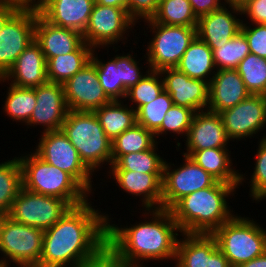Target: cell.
<instances>
[{"label": "cell", "instance_id": "6da1fadb", "mask_svg": "<svg viewBox=\"0 0 266 267\" xmlns=\"http://www.w3.org/2000/svg\"><path fill=\"white\" fill-rule=\"evenodd\" d=\"M90 199L44 230L39 267H83L106 249L108 211Z\"/></svg>", "mask_w": 266, "mask_h": 267}, {"label": "cell", "instance_id": "7a4b0ae2", "mask_svg": "<svg viewBox=\"0 0 266 267\" xmlns=\"http://www.w3.org/2000/svg\"><path fill=\"white\" fill-rule=\"evenodd\" d=\"M141 213L142 220L138 218L139 222L136 220L131 224L129 221L126 225L119 220L117 224L109 213L106 248L119 260L138 267H147L150 261L154 265L168 263L169 260L170 264H174L182 232L171 211L143 209Z\"/></svg>", "mask_w": 266, "mask_h": 267}, {"label": "cell", "instance_id": "3957f363", "mask_svg": "<svg viewBox=\"0 0 266 267\" xmlns=\"http://www.w3.org/2000/svg\"><path fill=\"white\" fill-rule=\"evenodd\" d=\"M239 184L217 181L180 199L171 209L173 219L185 234H212L236 214L229 200L238 195ZM229 199V200H228Z\"/></svg>", "mask_w": 266, "mask_h": 267}, {"label": "cell", "instance_id": "277c9868", "mask_svg": "<svg viewBox=\"0 0 266 267\" xmlns=\"http://www.w3.org/2000/svg\"><path fill=\"white\" fill-rule=\"evenodd\" d=\"M27 152V153H26ZM18 156L22 187L30 192L65 200L71 207L81 205L91 195L68 173L38 157L33 151Z\"/></svg>", "mask_w": 266, "mask_h": 267}, {"label": "cell", "instance_id": "5b68a950", "mask_svg": "<svg viewBox=\"0 0 266 267\" xmlns=\"http://www.w3.org/2000/svg\"><path fill=\"white\" fill-rule=\"evenodd\" d=\"M61 130L95 176L104 168H110L112 141L106 136L94 112L69 110Z\"/></svg>", "mask_w": 266, "mask_h": 267}, {"label": "cell", "instance_id": "8992f818", "mask_svg": "<svg viewBox=\"0 0 266 267\" xmlns=\"http://www.w3.org/2000/svg\"><path fill=\"white\" fill-rule=\"evenodd\" d=\"M255 220L237 213L211 234L232 267H238L266 252V228Z\"/></svg>", "mask_w": 266, "mask_h": 267}, {"label": "cell", "instance_id": "52a82bcc", "mask_svg": "<svg viewBox=\"0 0 266 267\" xmlns=\"http://www.w3.org/2000/svg\"><path fill=\"white\" fill-rule=\"evenodd\" d=\"M142 23L146 31L144 29L141 35L146 36L145 39H147L150 37L148 35L152 34V38H148L146 47L144 45L142 47L146 48L144 55L153 71L175 68L197 36V27L164 25L153 22L151 19L144 20Z\"/></svg>", "mask_w": 266, "mask_h": 267}, {"label": "cell", "instance_id": "ba28073f", "mask_svg": "<svg viewBox=\"0 0 266 267\" xmlns=\"http://www.w3.org/2000/svg\"><path fill=\"white\" fill-rule=\"evenodd\" d=\"M43 236L40 228L0 216V259L13 267H39Z\"/></svg>", "mask_w": 266, "mask_h": 267}, {"label": "cell", "instance_id": "9c48e42d", "mask_svg": "<svg viewBox=\"0 0 266 267\" xmlns=\"http://www.w3.org/2000/svg\"><path fill=\"white\" fill-rule=\"evenodd\" d=\"M136 24L128 15L127 10L95 3L88 25L82 34L83 40L93 49L107 50L108 54L109 47L119 48L123 45L125 48L126 43L131 44L127 39L131 32L134 37L133 30L136 32L134 29ZM118 43H121L120 46Z\"/></svg>", "mask_w": 266, "mask_h": 267}, {"label": "cell", "instance_id": "30bf717a", "mask_svg": "<svg viewBox=\"0 0 266 267\" xmlns=\"http://www.w3.org/2000/svg\"><path fill=\"white\" fill-rule=\"evenodd\" d=\"M39 137L35 149L31 151L47 163L70 174L93 197L96 194L93 181L96 176L81 161L77 149L62 130L43 132Z\"/></svg>", "mask_w": 266, "mask_h": 267}, {"label": "cell", "instance_id": "8fae6325", "mask_svg": "<svg viewBox=\"0 0 266 267\" xmlns=\"http://www.w3.org/2000/svg\"><path fill=\"white\" fill-rule=\"evenodd\" d=\"M181 156L183 158L180 165L165 160L161 209L170 210L183 197L197 190L211 187L218 181L190 157Z\"/></svg>", "mask_w": 266, "mask_h": 267}, {"label": "cell", "instance_id": "7c38bea8", "mask_svg": "<svg viewBox=\"0 0 266 267\" xmlns=\"http://www.w3.org/2000/svg\"><path fill=\"white\" fill-rule=\"evenodd\" d=\"M70 207L63 199L30 192L22 187L8 216L16 222L44 231L53 226Z\"/></svg>", "mask_w": 266, "mask_h": 267}, {"label": "cell", "instance_id": "4fadbf2b", "mask_svg": "<svg viewBox=\"0 0 266 267\" xmlns=\"http://www.w3.org/2000/svg\"><path fill=\"white\" fill-rule=\"evenodd\" d=\"M228 138L232 142L247 141L253 137L266 138V95L251 94L230 109L219 113ZM259 133V135H258ZM261 133V134H260Z\"/></svg>", "mask_w": 266, "mask_h": 267}, {"label": "cell", "instance_id": "5bb4252c", "mask_svg": "<svg viewBox=\"0 0 266 267\" xmlns=\"http://www.w3.org/2000/svg\"><path fill=\"white\" fill-rule=\"evenodd\" d=\"M37 9L19 8L0 31V77L14 65L17 57L35 41Z\"/></svg>", "mask_w": 266, "mask_h": 267}, {"label": "cell", "instance_id": "9a60e30c", "mask_svg": "<svg viewBox=\"0 0 266 267\" xmlns=\"http://www.w3.org/2000/svg\"><path fill=\"white\" fill-rule=\"evenodd\" d=\"M63 88L70 111L94 112L112 101L101 87L96 66L92 61L68 79Z\"/></svg>", "mask_w": 266, "mask_h": 267}, {"label": "cell", "instance_id": "2e32d148", "mask_svg": "<svg viewBox=\"0 0 266 267\" xmlns=\"http://www.w3.org/2000/svg\"><path fill=\"white\" fill-rule=\"evenodd\" d=\"M105 179H100L102 182L115 181L121 191L127 193L130 197L137 200L139 197L138 210L143 209H161L162 199V178L163 173H141L128 170H108L104 171ZM107 174V175H106ZM110 177V178H109ZM107 179L112 181H107ZM142 208V209H141Z\"/></svg>", "mask_w": 266, "mask_h": 267}, {"label": "cell", "instance_id": "e0dca14e", "mask_svg": "<svg viewBox=\"0 0 266 267\" xmlns=\"http://www.w3.org/2000/svg\"><path fill=\"white\" fill-rule=\"evenodd\" d=\"M172 267H232L211 234H185L177 243Z\"/></svg>", "mask_w": 266, "mask_h": 267}, {"label": "cell", "instance_id": "ac0fdd59", "mask_svg": "<svg viewBox=\"0 0 266 267\" xmlns=\"http://www.w3.org/2000/svg\"><path fill=\"white\" fill-rule=\"evenodd\" d=\"M34 89L37 103L25 126L37 128L39 125L42 128L40 133L61 130L69 111L63 84L47 82Z\"/></svg>", "mask_w": 266, "mask_h": 267}, {"label": "cell", "instance_id": "d6986e66", "mask_svg": "<svg viewBox=\"0 0 266 267\" xmlns=\"http://www.w3.org/2000/svg\"><path fill=\"white\" fill-rule=\"evenodd\" d=\"M164 90L171 96L174 105L198 111L207 110L209 84L203 80L193 79L175 68L159 71Z\"/></svg>", "mask_w": 266, "mask_h": 267}, {"label": "cell", "instance_id": "ffe728a7", "mask_svg": "<svg viewBox=\"0 0 266 267\" xmlns=\"http://www.w3.org/2000/svg\"><path fill=\"white\" fill-rule=\"evenodd\" d=\"M241 24V9L223 5L198 19L197 36L211 50L218 49L238 34Z\"/></svg>", "mask_w": 266, "mask_h": 267}, {"label": "cell", "instance_id": "44dd1931", "mask_svg": "<svg viewBox=\"0 0 266 267\" xmlns=\"http://www.w3.org/2000/svg\"><path fill=\"white\" fill-rule=\"evenodd\" d=\"M185 151H197L209 148H231L221 116L218 113L203 110L194 114L188 134L185 138Z\"/></svg>", "mask_w": 266, "mask_h": 267}, {"label": "cell", "instance_id": "7402d4cb", "mask_svg": "<svg viewBox=\"0 0 266 267\" xmlns=\"http://www.w3.org/2000/svg\"><path fill=\"white\" fill-rule=\"evenodd\" d=\"M47 82V62L35 41L17 57L8 72L0 77V84L4 87L8 83L18 87L34 88Z\"/></svg>", "mask_w": 266, "mask_h": 267}, {"label": "cell", "instance_id": "603a6c76", "mask_svg": "<svg viewBox=\"0 0 266 267\" xmlns=\"http://www.w3.org/2000/svg\"><path fill=\"white\" fill-rule=\"evenodd\" d=\"M94 0H47L37 10L53 25L84 33Z\"/></svg>", "mask_w": 266, "mask_h": 267}, {"label": "cell", "instance_id": "cb8c5ba5", "mask_svg": "<svg viewBox=\"0 0 266 267\" xmlns=\"http://www.w3.org/2000/svg\"><path fill=\"white\" fill-rule=\"evenodd\" d=\"M251 93L237 70H216L209 82L207 110L221 113L236 106Z\"/></svg>", "mask_w": 266, "mask_h": 267}, {"label": "cell", "instance_id": "d4e9b609", "mask_svg": "<svg viewBox=\"0 0 266 267\" xmlns=\"http://www.w3.org/2000/svg\"><path fill=\"white\" fill-rule=\"evenodd\" d=\"M35 42L40 46L47 62L52 57L74 52L84 40L80 32L51 24L37 10Z\"/></svg>", "mask_w": 266, "mask_h": 267}, {"label": "cell", "instance_id": "484cf974", "mask_svg": "<svg viewBox=\"0 0 266 267\" xmlns=\"http://www.w3.org/2000/svg\"><path fill=\"white\" fill-rule=\"evenodd\" d=\"M181 154L190 157L218 181L227 184H239L240 172L233 164V159L236 158H232L229 148L183 151Z\"/></svg>", "mask_w": 266, "mask_h": 267}, {"label": "cell", "instance_id": "4316f807", "mask_svg": "<svg viewBox=\"0 0 266 267\" xmlns=\"http://www.w3.org/2000/svg\"><path fill=\"white\" fill-rule=\"evenodd\" d=\"M176 68L188 77L208 84L216 73L212 50L198 36L190 43Z\"/></svg>", "mask_w": 266, "mask_h": 267}, {"label": "cell", "instance_id": "83f0119b", "mask_svg": "<svg viewBox=\"0 0 266 267\" xmlns=\"http://www.w3.org/2000/svg\"><path fill=\"white\" fill-rule=\"evenodd\" d=\"M94 113L111 141L137 123L136 111L125 100H112Z\"/></svg>", "mask_w": 266, "mask_h": 267}, {"label": "cell", "instance_id": "f1b7e54d", "mask_svg": "<svg viewBox=\"0 0 266 267\" xmlns=\"http://www.w3.org/2000/svg\"><path fill=\"white\" fill-rule=\"evenodd\" d=\"M92 52L93 48L84 41L74 52L50 58L48 82L64 84L91 61Z\"/></svg>", "mask_w": 266, "mask_h": 267}, {"label": "cell", "instance_id": "f546056e", "mask_svg": "<svg viewBox=\"0 0 266 267\" xmlns=\"http://www.w3.org/2000/svg\"><path fill=\"white\" fill-rule=\"evenodd\" d=\"M113 49L117 54L111 55L113 57H108L106 61L104 58L100 59L99 49H93L91 61L96 66L99 83L106 95L111 100H124L127 90L120 81V54L117 52L119 49Z\"/></svg>", "mask_w": 266, "mask_h": 267}, {"label": "cell", "instance_id": "4dcf8cb0", "mask_svg": "<svg viewBox=\"0 0 266 267\" xmlns=\"http://www.w3.org/2000/svg\"><path fill=\"white\" fill-rule=\"evenodd\" d=\"M4 105L2 104V112L10 117L12 122H19L26 125L36 106V95L34 88L18 87L7 84Z\"/></svg>", "mask_w": 266, "mask_h": 267}, {"label": "cell", "instance_id": "1f68e13d", "mask_svg": "<svg viewBox=\"0 0 266 267\" xmlns=\"http://www.w3.org/2000/svg\"><path fill=\"white\" fill-rule=\"evenodd\" d=\"M156 142L150 149L122 155L108 170H128L143 173H163L166 158L161 156ZM158 152V153H157Z\"/></svg>", "mask_w": 266, "mask_h": 267}, {"label": "cell", "instance_id": "d6a6232c", "mask_svg": "<svg viewBox=\"0 0 266 267\" xmlns=\"http://www.w3.org/2000/svg\"><path fill=\"white\" fill-rule=\"evenodd\" d=\"M8 159L0 162V216L8 215L22 188V170L18 156Z\"/></svg>", "mask_w": 266, "mask_h": 267}, {"label": "cell", "instance_id": "836d02e7", "mask_svg": "<svg viewBox=\"0 0 266 267\" xmlns=\"http://www.w3.org/2000/svg\"><path fill=\"white\" fill-rule=\"evenodd\" d=\"M154 134L136 123L112 141V164L122 155L150 149L155 143Z\"/></svg>", "mask_w": 266, "mask_h": 267}, {"label": "cell", "instance_id": "e575fe53", "mask_svg": "<svg viewBox=\"0 0 266 267\" xmlns=\"http://www.w3.org/2000/svg\"><path fill=\"white\" fill-rule=\"evenodd\" d=\"M151 20L170 26L197 27L196 17L189 0H160Z\"/></svg>", "mask_w": 266, "mask_h": 267}, {"label": "cell", "instance_id": "d590c367", "mask_svg": "<svg viewBox=\"0 0 266 267\" xmlns=\"http://www.w3.org/2000/svg\"><path fill=\"white\" fill-rule=\"evenodd\" d=\"M194 114L195 112L189 108L173 105L167 111L160 128L154 133L156 141L158 143H160L161 141L164 142L161 139L164 138L165 135L167 136L170 134L169 136L172 138L175 136V138H173L175 140L174 142H177L175 147L177 152L180 151L183 148L181 147L182 142L180 139L184 137L182 141L185 140ZM178 137H180V139Z\"/></svg>", "mask_w": 266, "mask_h": 267}, {"label": "cell", "instance_id": "8d00e7d4", "mask_svg": "<svg viewBox=\"0 0 266 267\" xmlns=\"http://www.w3.org/2000/svg\"><path fill=\"white\" fill-rule=\"evenodd\" d=\"M257 139L258 147L256 149L257 151H254L256 154L254 153L255 162L254 166H252L253 170H251L252 172L250 174L246 172L243 174L240 170L239 178V188L247 182L246 180H249V182H247L250 187L249 197L252 199V203L255 202L256 204L266 199V138L260 140L259 137H257Z\"/></svg>", "mask_w": 266, "mask_h": 267}, {"label": "cell", "instance_id": "74e56055", "mask_svg": "<svg viewBox=\"0 0 266 267\" xmlns=\"http://www.w3.org/2000/svg\"><path fill=\"white\" fill-rule=\"evenodd\" d=\"M250 53L245 35L239 31L226 44L213 49V62L216 70H236L239 63Z\"/></svg>", "mask_w": 266, "mask_h": 267}, {"label": "cell", "instance_id": "f35d334b", "mask_svg": "<svg viewBox=\"0 0 266 267\" xmlns=\"http://www.w3.org/2000/svg\"><path fill=\"white\" fill-rule=\"evenodd\" d=\"M163 90L164 83L160 72L150 70L135 86L127 90L124 100L137 111L141 106L155 100Z\"/></svg>", "mask_w": 266, "mask_h": 267}, {"label": "cell", "instance_id": "ab89813d", "mask_svg": "<svg viewBox=\"0 0 266 267\" xmlns=\"http://www.w3.org/2000/svg\"><path fill=\"white\" fill-rule=\"evenodd\" d=\"M236 70L251 94L266 95V58L249 53Z\"/></svg>", "mask_w": 266, "mask_h": 267}, {"label": "cell", "instance_id": "60d3db41", "mask_svg": "<svg viewBox=\"0 0 266 267\" xmlns=\"http://www.w3.org/2000/svg\"><path fill=\"white\" fill-rule=\"evenodd\" d=\"M173 105L171 96L163 90L155 100L141 106L136 111L137 123L154 134L160 128L167 111Z\"/></svg>", "mask_w": 266, "mask_h": 267}, {"label": "cell", "instance_id": "b9f144b4", "mask_svg": "<svg viewBox=\"0 0 266 267\" xmlns=\"http://www.w3.org/2000/svg\"><path fill=\"white\" fill-rule=\"evenodd\" d=\"M130 49L127 53L124 51L120 53V81L126 90L135 86L151 70L145 55L142 56L143 58H138L137 52L135 53L132 47ZM140 59H145L146 62H142L143 64H147L145 67L139 62L141 61ZM143 68L146 69L145 72Z\"/></svg>", "mask_w": 266, "mask_h": 267}, {"label": "cell", "instance_id": "7bdbcfd3", "mask_svg": "<svg viewBox=\"0 0 266 267\" xmlns=\"http://www.w3.org/2000/svg\"><path fill=\"white\" fill-rule=\"evenodd\" d=\"M240 31L247 39L250 53L266 58V24L242 23Z\"/></svg>", "mask_w": 266, "mask_h": 267}, {"label": "cell", "instance_id": "ee69618b", "mask_svg": "<svg viewBox=\"0 0 266 267\" xmlns=\"http://www.w3.org/2000/svg\"><path fill=\"white\" fill-rule=\"evenodd\" d=\"M159 1L160 0H128V15L140 26V22L151 19L156 13Z\"/></svg>", "mask_w": 266, "mask_h": 267}, {"label": "cell", "instance_id": "f6af8a7d", "mask_svg": "<svg viewBox=\"0 0 266 267\" xmlns=\"http://www.w3.org/2000/svg\"><path fill=\"white\" fill-rule=\"evenodd\" d=\"M241 11L242 23L266 24V0H250Z\"/></svg>", "mask_w": 266, "mask_h": 267}, {"label": "cell", "instance_id": "bcb514c9", "mask_svg": "<svg viewBox=\"0 0 266 267\" xmlns=\"http://www.w3.org/2000/svg\"><path fill=\"white\" fill-rule=\"evenodd\" d=\"M83 267H138L116 258L107 248L94 260Z\"/></svg>", "mask_w": 266, "mask_h": 267}, {"label": "cell", "instance_id": "7dc6e473", "mask_svg": "<svg viewBox=\"0 0 266 267\" xmlns=\"http://www.w3.org/2000/svg\"><path fill=\"white\" fill-rule=\"evenodd\" d=\"M189 2L198 19L224 5L223 0H189Z\"/></svg>", "mask_w": 266, "mask_h": 267}, {"label": "cell", "instance_id": "c3c4849f", "mask_svg": "<svg viewBox=\"0 0 266 267\" xmlns=\"http://www.w3.org/2000/svg\"><path fill=\"white\" fill-rule=\"evenodd\" d=\"M19 9L18 6L0 0V31L6 21Z\"/></svg>", "mask_w": 266, "mask_h": 267}, {"label": "cell", "instance_id": "681fc988", "mask_svg": "<svg viewBox=\"0 0 266 267\" xmlns=\"http://www.w3.org/2000/svg\"><path fill=\"white\" fill-rule=\"evenodd\" d=\"M14 4L19 8L38 9L42 5V0H1Z\"/></svg>", "mask_w": 266, "mask_h": 267}, {"label": "cell", "instance_id": "f907efd6", "mask_svg": "<svg viewBox=\"0 0 266 267\" xmlns=\"http://www.w3.org/2000/svg\"><path fill=\"white\" fill-rule=\"evenodd\" d=\"M94 2L103 6L123 8L128 13V0H94Z\"/></svg>", "mask_w": 266, "mask_h": 267}, {"label": "cell", "instance_id": "816d5d0a", "mask_svg": "<svg viewBox=\"0 0 266 267\" xmlns=\"http://www.w3.org/2000/svg\"><path fill=\"white\" fill-rule=\"evenodd\" d=\"M238 267H266V252L263 255L258 256Z\"/></svg>", "mask_w": 266, "mask_h": 267}, {"label": "cell", "instance_id": "f5cc1de1", "mask_svg": "<svg viewBox=\"0 0 266 267\" xmlns=\"http://www.w3.org/2000/svg\"><path fill=\"white\" fill-rule=\"evenodd\" d=\"M250 0H223L224 5L242 9Z\"/></svg>", "mask_w": 266, "mask_h": 267}, {"label": "cell", "instance_id": "db71d44e", "mask_svg": "<svg viewBox=\"0 0 266 267\" xmlns=\"http://www.w3.org/2000/svg\"><path fill=\"white\" fill-rule=\"evenodd\" d=\"M0 267H12L0 259Z\"/></svg>", "mask_w": 266, "mask_h": 267}]
</instances>
